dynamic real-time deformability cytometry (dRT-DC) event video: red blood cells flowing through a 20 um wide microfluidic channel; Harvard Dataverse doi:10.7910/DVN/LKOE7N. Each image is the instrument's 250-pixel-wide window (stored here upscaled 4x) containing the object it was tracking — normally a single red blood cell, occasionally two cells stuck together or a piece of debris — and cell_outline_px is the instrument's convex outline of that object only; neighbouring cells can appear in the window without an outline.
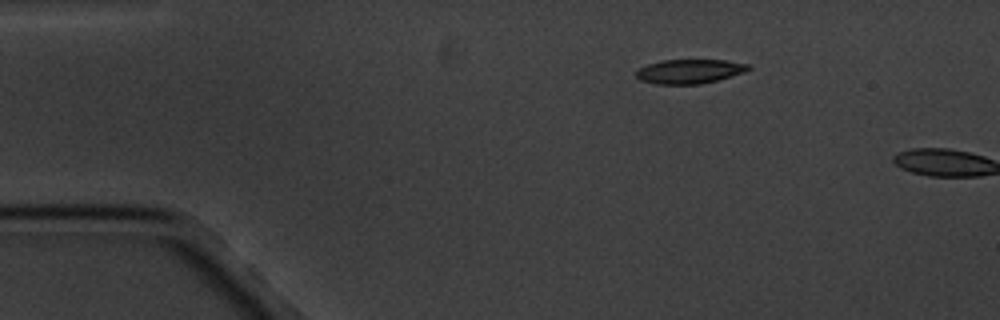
{"species": "common noctule bat (a hibernating species)", "species_latin": "Nyctalus noctula", "temperature_condition": "cold", "stored_images_in_passage": 2, "camera_frame_rate_fps": 3000, "um_per_image_px": 0.085, "animal": {"sex": "male", "body_mass_g": 20.1, "forearm_length_mm": 53.5}, "frame": {"image": 1, "passage_image": 1, "time_ms": 0.0, "image_size_px": [1000, 320], "cell_outline_px": [[752, 68], [744, 72], [716, 80], [700, 84], [656, 84], [640, 80], [636, 76], [636, 72], [640, 68], [648, 64], [660, 60], [724, 60], [748, 64]], "centroid_in_image_um": [58.59, 6.06], "position_along_channel_um": 26.4, "area_um2": 15.72}}